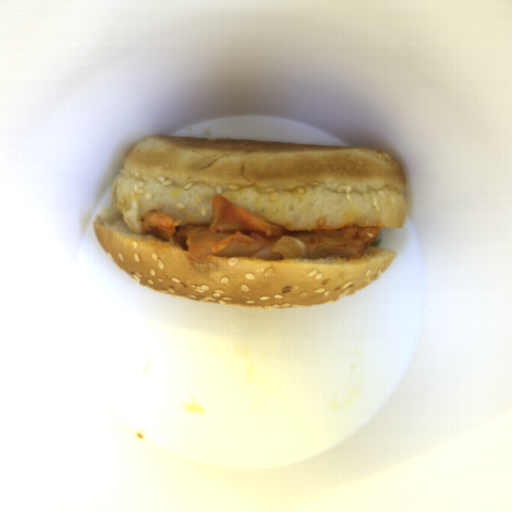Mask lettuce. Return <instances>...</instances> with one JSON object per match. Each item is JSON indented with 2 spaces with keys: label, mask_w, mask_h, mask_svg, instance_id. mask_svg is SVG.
Returning <instances> with one entry per match:
<instances>
[{
  "label": "lettuce",
  "mask_w": 512,
  "mask_h": 512,
  "mask_svg": "<svg viewBox=\"0 0 512 512\" xmlns=\"http://www.w3.org/2000/svg\"><path fill=\"white\" fill-rule=\"evenodd\" d=\"M382 240H374L369 246H379V244L381 243Z\"/></svg>",
  "instance_id": "9fb2a089"
}]
</instances>
